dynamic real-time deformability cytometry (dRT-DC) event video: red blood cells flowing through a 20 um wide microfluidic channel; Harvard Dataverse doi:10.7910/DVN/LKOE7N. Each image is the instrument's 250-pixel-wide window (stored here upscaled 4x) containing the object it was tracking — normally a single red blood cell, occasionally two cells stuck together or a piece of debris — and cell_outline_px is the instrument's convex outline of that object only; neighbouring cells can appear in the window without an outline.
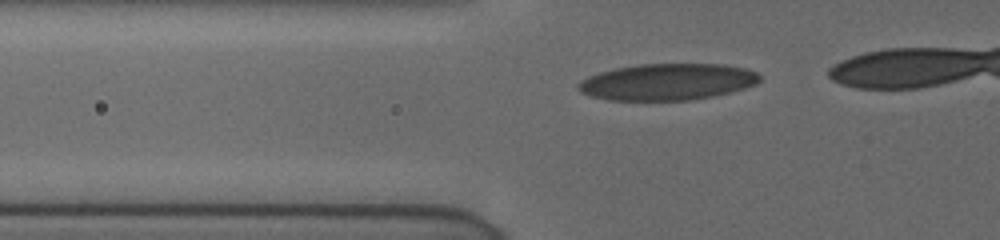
{"species": "human", "species_latin": "Homo sapiens", "temperature_condition": "cold", "stored_images_in_passage": 20, "camera_frame_rate_fps": 3000, "um_per_image_px": 0.085, "donor": {"sex": "female"}, "frame": {"image": 1, "passage_image": 3, "time_ms": 0.333, "image_size_px": [1000, 240], "cell_outline_px": [[760, 80], [756, 84], [732, 92], [692, 100], [608, 100], [592, 96], [580, 92], [576, 88], [576, 84], [580, 80], [588, 76], [600, 72], [616, 68], [640, 64], [724, 64], [744, 68], [756, 72], [760, 76]], "centroid_in_image_um": [56.71, 6.96], "position_along_channel_um": 69.1, "area_um2": 38.73}}
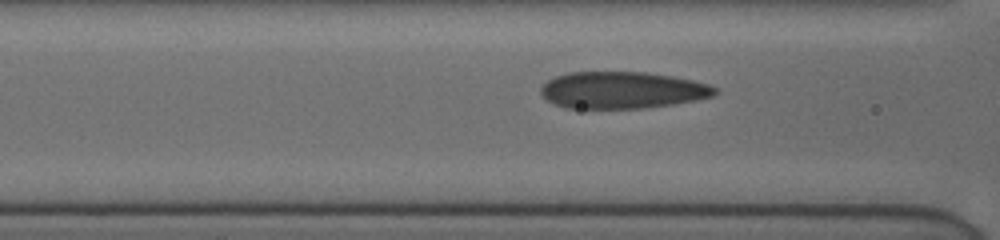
{"frame": {"image": 2, "passage_image": 10, "time_ms": 1.667, "image_size_px": [1000, 240], "cell_outline_px": [[716, 92], [712, 96], [696, 100], [672, 104], [644, 108], [568, 108], [556, 104], [548, 100], [540, 92], [540, 88], [548, 80], [556, 76], [568, 72], [648, 72], [672, 76], [692, 80], [708, 84], [716, 88]], "centroid_in_image_um": [52.89, 7.65], "position_along_channel_um": 113.7, "area_um2": 37.17}}
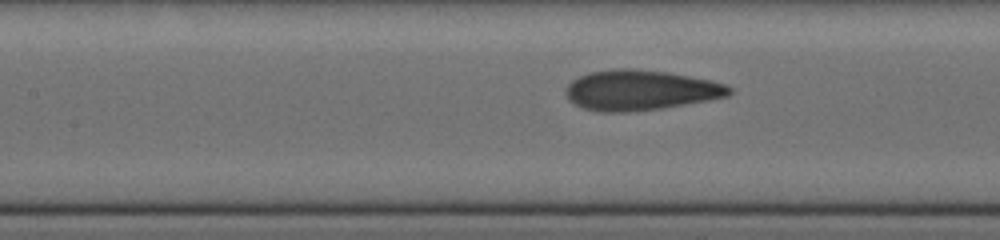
{"frame": {"image": 3, "passage_image": 15, "time_ms": 2.667, "image_size_px": [1000, 240], "cell_outline_px": [[732, 92], [728, 96], [708, 100], [660, 108], [628, 112], [600, 112], [584, 108], [568, 100], [564, 92], [564, 88], [572, 80], [588, 72], [612, 68], [632, 68], [668, 72], [708, 80], [724, 84], [732, 88]], "centroid_in_image_um": [54.37, 7.66], "position_along_channel_um": 153.0, "area_um2": 38.32}}